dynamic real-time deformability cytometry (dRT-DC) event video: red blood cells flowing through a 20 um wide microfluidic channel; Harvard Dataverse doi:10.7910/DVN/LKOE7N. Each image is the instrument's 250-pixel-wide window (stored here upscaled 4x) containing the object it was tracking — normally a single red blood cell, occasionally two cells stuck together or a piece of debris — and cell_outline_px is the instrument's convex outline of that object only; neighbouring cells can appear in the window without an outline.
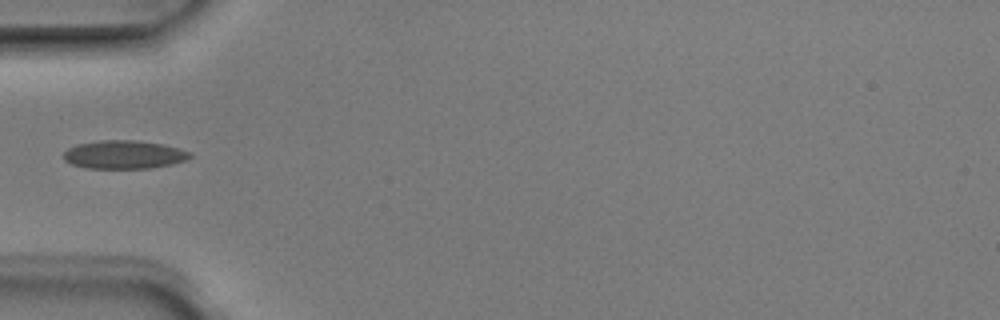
{"species": "Egyptian fruit bat (a non-hibernating species)", "species_latin": "Rousettus aegyptiacus", "temperature_condition": "room temperature", "stored_images_in_passage": 5, "camera_frame_rate_fps": 3000, "um_per_image_px": 0.085, "animal": {"sex": "male"}, "frame": {"image": 1, "passage_image": 5, "time_ms": 1.333, "image_size_px": [1000, 320], "cell_outline_px": [[192, 156], [184, 160], [172, 164], [148, 168], [84, 168], [72, 164], [64, 160], [64, 152], [68, 148], [76, 144], [100, 140], [136, 140], [164, 144], [180, 148], [192, 152]], "centroid_in_image_um": [10.54, 13.13], "position_along_channel_um": 74.5, "area_um2": 20.98}}